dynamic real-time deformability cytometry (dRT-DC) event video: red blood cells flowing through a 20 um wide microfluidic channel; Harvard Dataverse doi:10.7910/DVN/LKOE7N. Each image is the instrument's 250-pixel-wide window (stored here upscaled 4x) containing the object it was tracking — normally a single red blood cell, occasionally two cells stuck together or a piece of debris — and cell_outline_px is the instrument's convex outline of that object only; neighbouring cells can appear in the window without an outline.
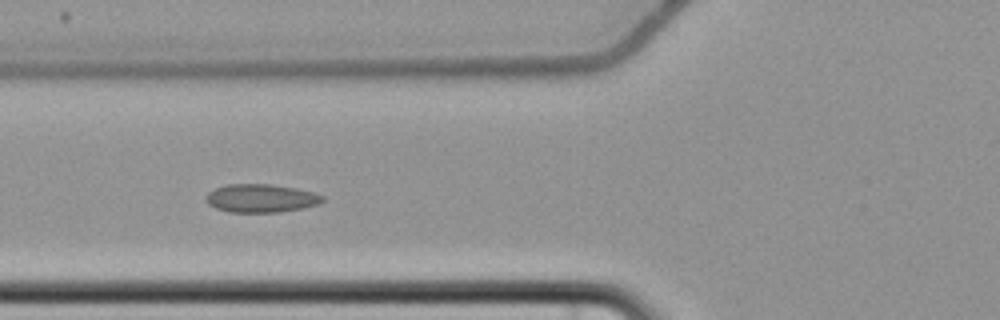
{"species": "common noctule bat (a hibernating species)", "species_latin": "Nyctalus noctula", "temperature_condition": "cold", "stored_images_in_passage": 6, "camera_frame_rate_fps": 3000, "um_per_image_px": 0.085, "animal": {"sex": "female", "body_mass_g": 22.7, "forearm_length_mm": 54.2}, "frame": {"image": 1, "passage_image": 5, "time_ms": 5.667, "image_size_px": [1000, 320], "cell_outline_px": [[324, 200], [320, 204], [300, 208], [276, 212], [228, 212], [216, 208], [208, 204], [204, 200], [208, 192], [216, 188], [228, 184], [272, 184], [296, 188], [312, 192], [324, 196]], "centroid_in_image_um": [22.16, 16.85], "position_along_channel_um": 103.6, "area_um2": 19.19}}
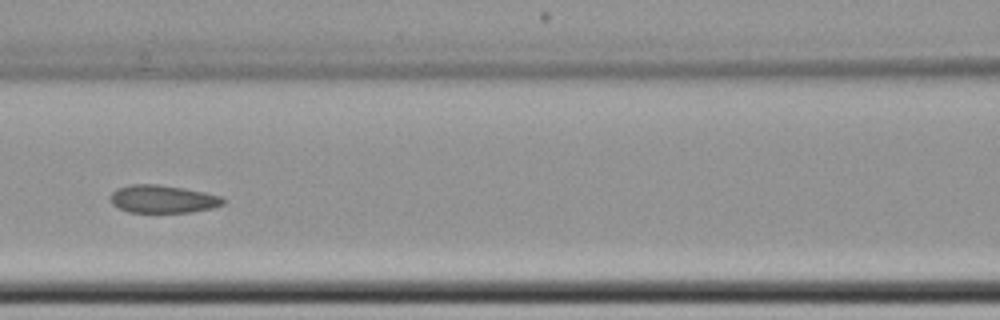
{"frame": {"image": 2, "passage_image": 6, "time_ms": 7.0, "image_size_px": [1000, 320], "cell_outline_px": [[228, 200], [224, 204], [212, 208], [192, 212], [128, 212], [112, 204], [112, 192], [116, 188], [132, 184], [156, 184], [204, 192], [224, 196]], "centroid_in_image_um": [13.9, 16.92], "position_along_channel_um": 152.7, "area_um2": 18.26}}